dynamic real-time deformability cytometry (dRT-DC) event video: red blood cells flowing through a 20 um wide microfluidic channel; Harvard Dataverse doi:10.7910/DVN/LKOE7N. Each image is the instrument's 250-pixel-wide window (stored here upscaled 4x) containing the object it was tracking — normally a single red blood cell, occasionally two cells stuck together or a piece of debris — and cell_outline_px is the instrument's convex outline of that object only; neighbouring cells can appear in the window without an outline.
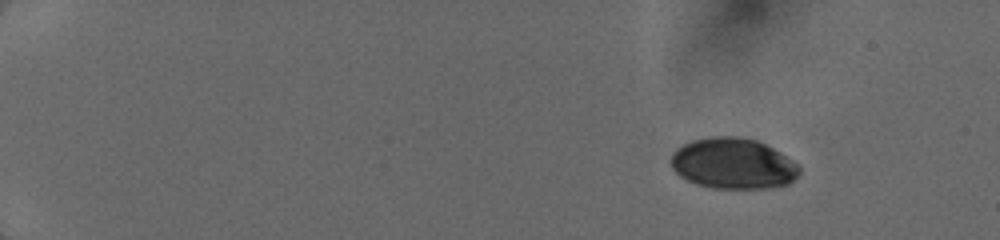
{"species": "human", "species_latin": "Homo sapiens", "temperature_condition": "cold", "stored_images_in_passage": 8, "camera_frame_rate_fps": 3000, "um_per_image_px": 0.085, "donor": {"sex": "female"}, "frame": {"image": 1, "passage_image": 1, "time_ms": 0.0, "image_size_px": [1000, 240], "cell_outline_px": [[800, 172], [788, 184], [768, 188], [712, 188], [696, 184], [680, 176], [672, 168], [672, 152], [676, 148], [692, 140], [708, 136], [740, 136], [756, 140], [780, 152], [792, 160], [800, 168]], "centroid_in_image_um": [62.29, 13.89], "position_along_channel_um": 22.7, "area_um2": 37.97}}
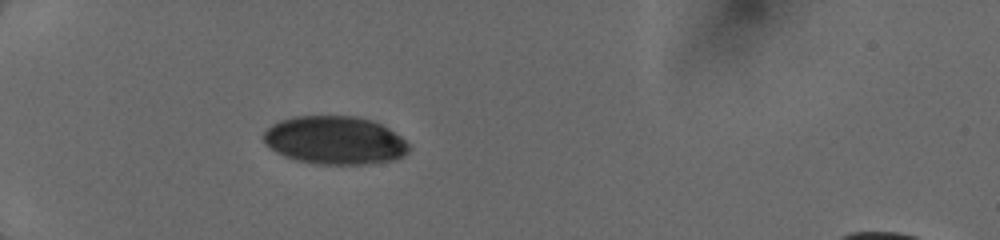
{"frame": {"image": 2, "passage_image": 5, "time_ms": 3.667, "image_size_px": [1000, 240], "cell_outline_px": [[412, 148], [404, 156], [396, 160], [364, 164], [316, 164], [296, 160], [276, 152], [264, 140], [264, 132], [272, 124], [280, 120], [292, 116], [356, 116], [372, 120], [388, 128], [400, 136]], "centroid_in_image_um": [28.5, 11.92], "position_along_channel_um": 56.5, "area_um2": 40.81}}
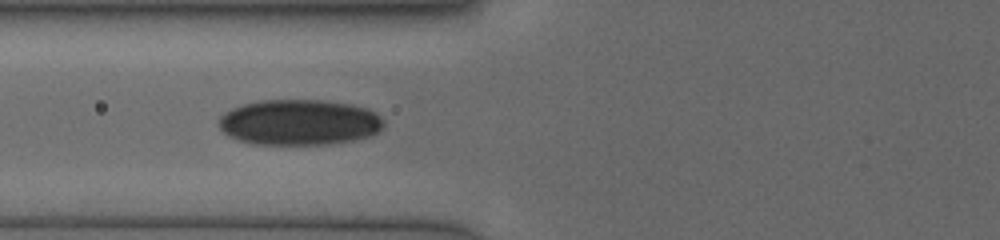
{"frame": {"image": 3, "passage_image": 7, "time_ms": 5.333, "image_size_px": [1000, 240], "cell_outline_px": [[384, 124], [376, 132], [368, 136], [356, 140], [332, 144], [252, 144], [236, 140], [228, 136], [220, 128], [220, 116], [224, 112], [232, 108], [244, 104], [264, 100], [320, 100], [352, 104], [368, 108], [376, 112], [384, 120]], "centroid_in_image_um": [25.45, 10.4], "position_along_channel_um": 100.4, "area_um2": 44.04}}